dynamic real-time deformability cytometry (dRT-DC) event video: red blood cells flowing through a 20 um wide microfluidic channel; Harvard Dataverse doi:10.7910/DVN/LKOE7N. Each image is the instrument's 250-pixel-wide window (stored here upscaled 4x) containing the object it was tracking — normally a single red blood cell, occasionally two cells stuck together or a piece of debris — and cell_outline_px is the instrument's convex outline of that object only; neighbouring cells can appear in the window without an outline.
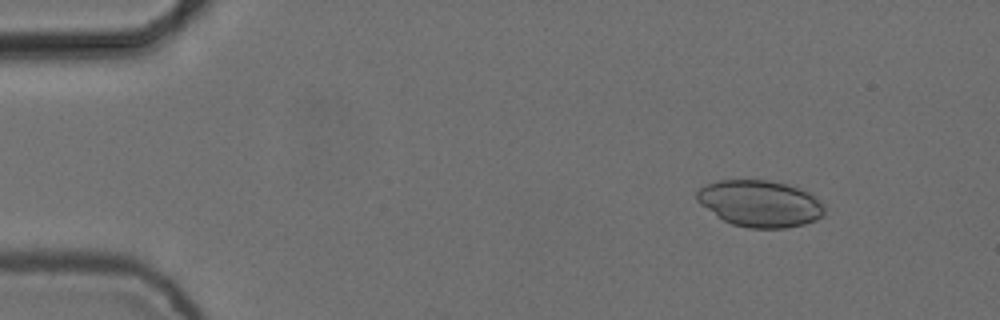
{"species": "common noctule bat (a hibernating species)", "species_latin": "Nyctalus noctula", "temperature_condition": "cold", "stored_images_in_passage": 7, "camera_frame_rate_fps": 3000, "um_per_image_px": 0.085, "animal": {"sex": "female", "body_mass_g": 24.6, "forearm_length_mm": 56.2}, "frame": {"image": 1, "passage_image": 2, "time_ms": 0.333, "image_size_px": [1000, 320], "cell_outline_px": [[824, 216], [816, 220], [804, 224], [784, 228], [748, 228], [732, 224], [716, 216], [700, 204], [696, 200], [696, 192], [700, 188], [708, 184], [720, 180], [768, 180], [788, 184], [812, 192], [824, 204]], "centroid_in_image_um": [64.63, 17.3], "position_along_channel_um": 20.4, "area_um2": 34.97}}